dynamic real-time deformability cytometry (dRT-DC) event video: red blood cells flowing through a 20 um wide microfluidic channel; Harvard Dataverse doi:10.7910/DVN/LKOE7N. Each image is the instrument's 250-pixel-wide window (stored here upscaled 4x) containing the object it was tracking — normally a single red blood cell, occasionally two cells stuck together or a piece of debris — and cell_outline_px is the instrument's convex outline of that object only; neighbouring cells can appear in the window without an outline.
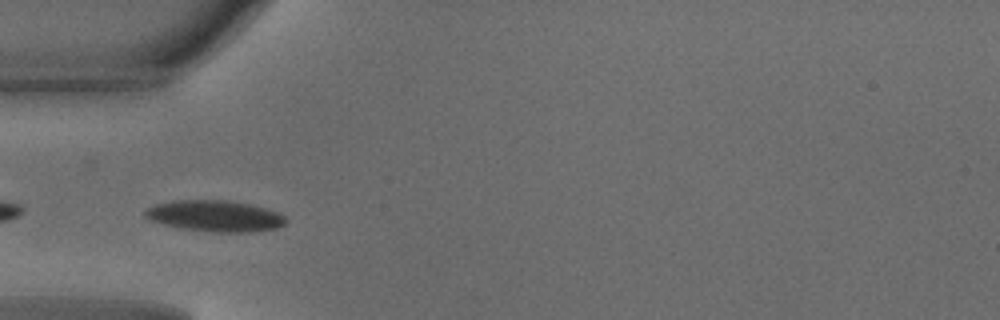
{"species": "common noctule bat (a hibernating species)", "species_latin": "Nyctalus noctula", "temperature_condition": "warm", "stored_images_in_passage": 42, "camera_frame_rate_fps": 3000, "um_per_image_px": 0.085, "animal": {"sex": "male", "body_mass_g": 18.8}, "frame": {"image": 1, "passage_image": 10, "time_ms": 3.0, "image_size_px": [1000, 320], "cell_outline_px": [[288, 220], [284, 224], [276, 228], [248, 232], [212, 232], [184, 228], [164, 224], [152, 220], [144, 216], [144, 212], [148, 208], [156, 204], [176, 200], [228, 200], [248, 204], [280, 212]], "centroid_in_image_um": [18.3, 18.35], "position_along_channel_um": 66.7, "area_um2": 25.32}}
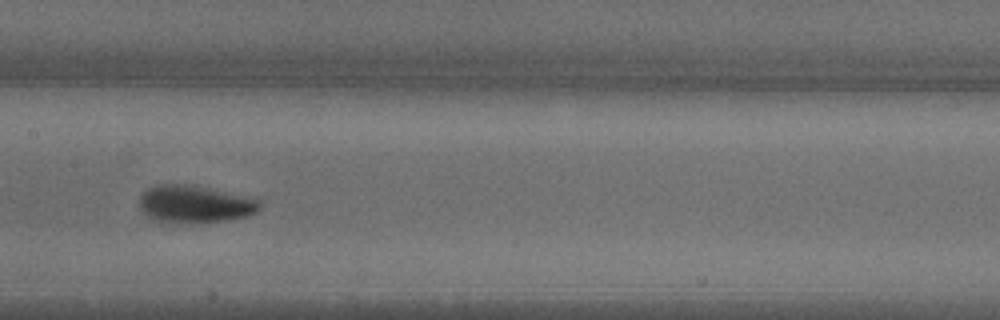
{"frame": {"image": 2, "passage_image": 19, "time_ms": 6.0, "image_size_px": [1000, 320], "cell_outline_px": [[260, 208], [256, 212], [248, 216], [232, 220], [156, 220], [148, 216], [140, 208], [140, 196], [148, 188], [156, 184], [192, 184], [256, 196], [260, 200]], "centroid_in_image_um": [16.67, 17.27], "position_along_channel_um": 190.7, "area_um2": 26.01}}
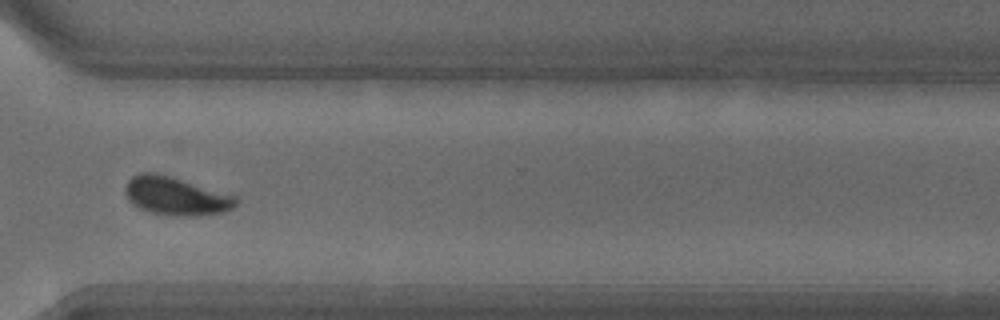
{"frame": {"image": 3, "passage_image": 31, "time_ms": 10.0, "image_size_px": [1000, 320], "cell_outline_px": [[240, 200], [232, 208], [224, 212], [192, 216], [184, 216], [152, 212], [140, 208], [132, 204], [128, 200], [124, 192], [124, 188], [128, 180], [132, 176], [140, 172], [156, 172], [236, 196]], "centroid_in_image_um": [14.92, 16.65], "position_along_channel_um": 355.7, "area_um2": 24.51}, "authors_computed_cell_mechanics": {"area_um2": 25.2297, "velocity_mm_per_s": 4.1212, "shape_relaxation_time_tau1_ms": 2.7238, "shape_relaxation_time_tau2_ms": 0.8486, "deformation_change_tau1": 0.145, "deformation_change_tau2": 0.0501}}